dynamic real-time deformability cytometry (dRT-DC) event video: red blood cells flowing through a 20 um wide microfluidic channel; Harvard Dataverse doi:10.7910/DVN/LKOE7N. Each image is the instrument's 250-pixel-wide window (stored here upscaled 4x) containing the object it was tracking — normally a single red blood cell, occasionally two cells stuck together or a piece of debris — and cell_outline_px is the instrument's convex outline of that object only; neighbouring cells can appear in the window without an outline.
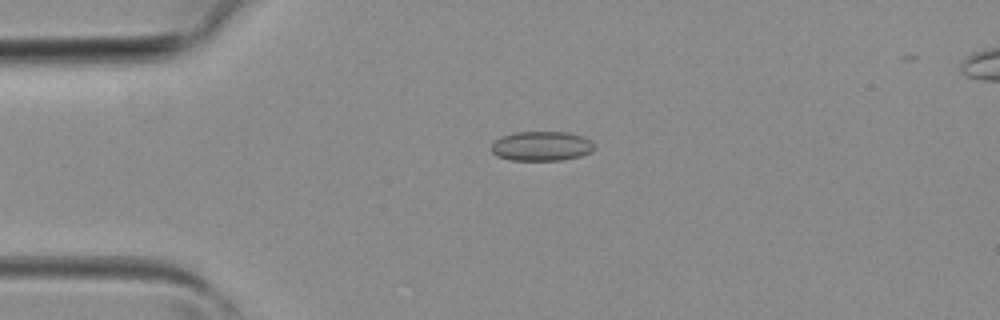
{"species": "common noctule bat (a hibernating species)", "species_latin": "Nyctalus noctula", "temperature_condition": "room temperature", "stored_images_in_passage": 4, "camera_frame_rate_fps": 3000, "um_per_image_px": 0.085, "animal": {"sex": "female", "body_mass_g": 19.3, "forearm_length_mm": 54.1}, "frame": {"image": 1, "passage_image": 3, "time_ms": 0.667, "image_size_px": [1000, 320], "cell_outline_px": [[596, 148], [592, 152], [580, 156], [560, 160], [512, 160], [496, 156], [492, 152], [492, 144], [500, 136], [516, 132], [568, 132], [584, 136], [592, 140]], "centroid_in_image_um": [46.07, 12.41], "position_along_channel_um": 38.9, "area_um2": 17.92}}